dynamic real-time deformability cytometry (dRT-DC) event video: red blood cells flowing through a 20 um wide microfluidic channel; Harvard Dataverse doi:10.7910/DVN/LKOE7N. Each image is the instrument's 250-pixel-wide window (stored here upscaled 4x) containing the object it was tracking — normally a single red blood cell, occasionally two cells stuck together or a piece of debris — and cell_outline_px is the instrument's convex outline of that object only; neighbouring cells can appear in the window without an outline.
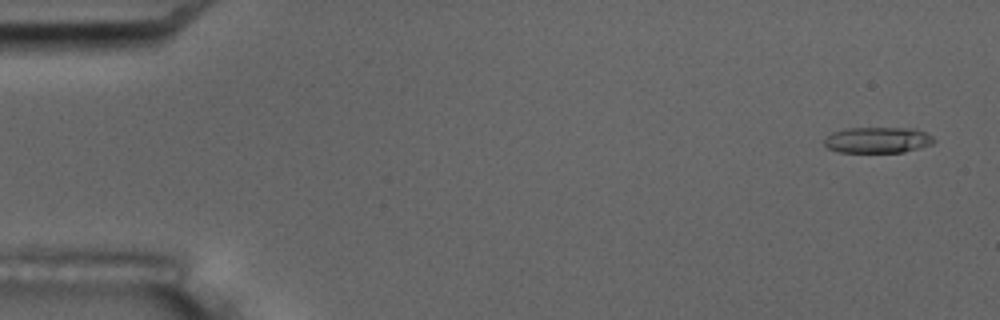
{"species": "common noctule bat (a hibernating species)", "species_latin": "Nyctalus noctula", "temperature_condition": "room temperature", "stored_images_in_passage": 4, "camera_frame_rate_fps": 3000, "um_per_image_px": 0.085, "animal": {"sex": "male", "body_mass_g": 17.5, "forearm_length_mm": 52.3}, "frame": {"image": 1, "passage_image": 1, "time_ms": 0.0, "image_size_px": [1000, 320], "cell_outline_px": [[936, 140], [932, 144], [920, 148], [904, 152], [840, 152], [828, 148], [824, 144], [824, 140], [832, 132], [848, 128], [916, 128], [932, 136]], "centroid_in_image_um": [74.63, 11.9], "position_along_channel_um": 10.4, "area_um2": 16.59}}